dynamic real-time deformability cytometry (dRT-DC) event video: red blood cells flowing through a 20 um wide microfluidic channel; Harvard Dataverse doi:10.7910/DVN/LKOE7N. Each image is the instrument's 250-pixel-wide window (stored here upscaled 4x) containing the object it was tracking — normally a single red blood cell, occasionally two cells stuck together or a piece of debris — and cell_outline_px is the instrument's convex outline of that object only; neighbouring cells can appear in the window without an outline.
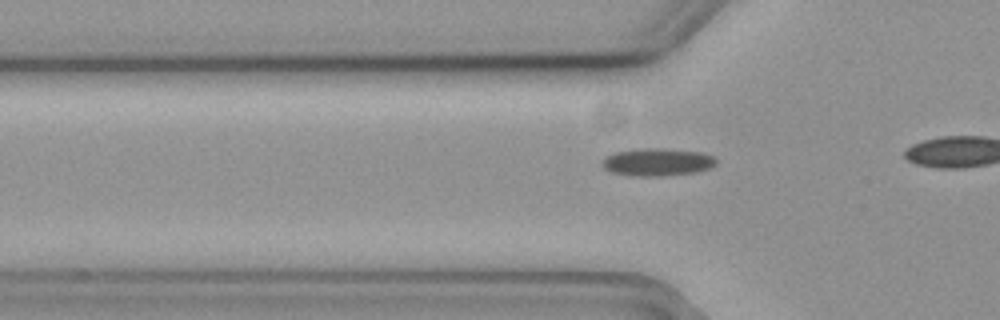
{"species": "common noctule bat (a hibernating species)", "species_latin": "Nyctalus noctula", "temperature_condition": "cold", "stored_images_in_passage": 34, "camera_frame_rate_fps": 3000, "um_per_image_px": 0.085, "animal": {"sex": "female", "body_mass_g": 19.3, "forearm_length_mm": 54.1}, "frame": {"image": 1, "passage_image": 14, "time_ms": 4.333, "image_size_px": [1000, 320], "cell_outline_px": [[716, 164], [708, 168], [696, 172], [660, 176], [640, 176], [612, 172], [604, 168], [604, 160], [608, 156], [616, 152], [644, 148], [656, 148], [700, 152], [712, 156], [716, 160]], "centroid_in_image_um": [55.91, 13.78], "position_along_channel_um": 69.9, "area_um2": 17.8}}
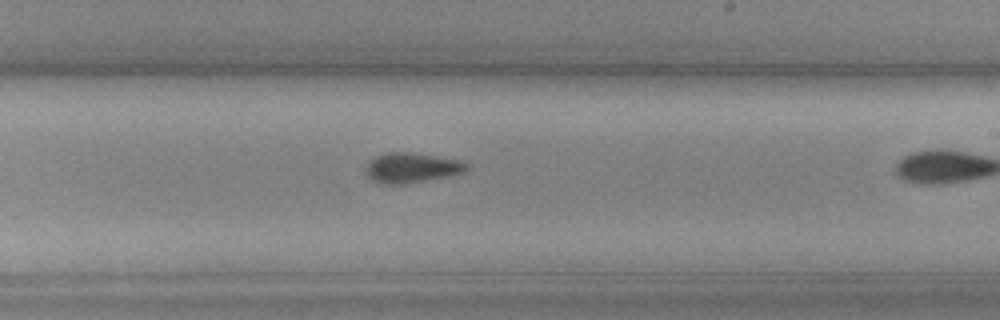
{"frame": {"image": 2, "passage_image": 29, "time_ms": 9.333, "image_size_px": [1000, 320], "cell_outline_px": [[468, 168], [464, 172], [452, 176], [404, 184], [380, 184], [372, 180], [368, 176], [364, 168], [376, 156], [388, 152], [412, 152], [464, 160], [468, 164]], "centroid_in_image_um": [35.04, 14.26], "position_along_channel_um": 254.0, "area_um2": 17.92}}
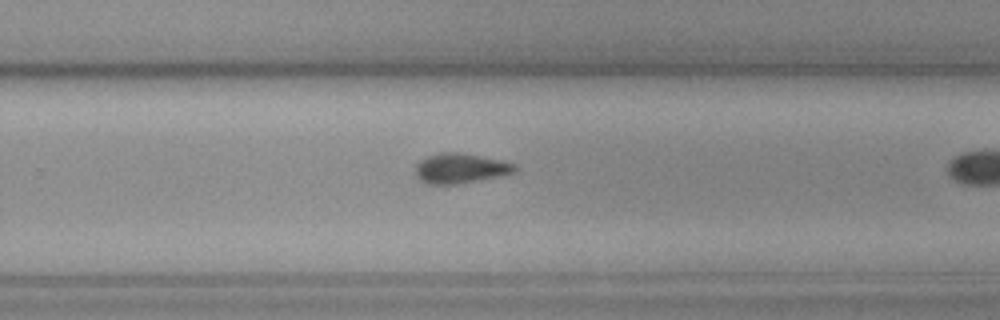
{"frame": {"image": 3, "passage_image": 32, "time_ms": 10.333, "image_size_px": [1000, 320], "cell_outline_px": [[516, 172], [500, 176], [456, 184], [428, 184], [420, 180], [416, 176], [416, 164], [420, 160], [428, 156], [440, 152], [460, 152], [504, 160], [516, 164]], "centroid_in_image_um": [39.15, 14.3], "position_along_channel_um": 290.6, "area_um2": 17.46}}